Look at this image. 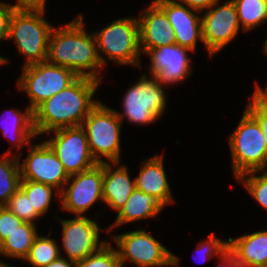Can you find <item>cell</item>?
<instances>
[{
	"instance_id": "obj_18",
	"label": "cell",
	"mask_w": 267,
	"mask_h": 267,
	"mask_svg": "<svg viewBox=\"0 0 267 267\" xmlns=\"http://www.w3.org/2000/svg\"><path fill=\"white\" fill-rule=\"evenodd\" d=\"M22 109V110H21ZM0 115V135L8 142L4 154L18 156L38 136L34 129L33 110L25 104V107H10Z\"/></svg>"
},
{
	"instance_id": "obj_28",
	"label": "cell",
	"mask_w": 267,
	"mask_h": 267,
	"mask_svg": "<svg viewBox=\"0 0 267 267\" xmlns=\"http://www.w3.org/2000/svg\"><path fill=\"white\" fill-rule=\"evenodd\" d=\"M236 182L242 184L247 194L267 213V170L244 173Z\"/></svg>"
},
{
	"instance_id": "obj_14",
	"label": "cell",
	"mask_w": 267,
	"mask_h": 267,
	"mask_svg": "<svg viewBox=\"0 0 267 267\" xmlns=\"http://www.w3.org/2000/svg\"><path fill=\"white\" fill-rule=\"evenodd\" d=\"M192 53L178 44L153 48L145 54L149 59V63H145L147 68L142 66L140 70L147 69L145 74L155 76L161 84L173 89L181 85L180 83L185 84V80L188 81L193 75Z\"/></svg>"
},
{
	"instance_id": "obj_29",
	"label": "cell",
	"mask_w": 267,
	"mask_h": 267,
	"mask_svg": "<svg viewBox=\"0 0 267 267\" xmlns=\"http://www.w3.org/2000/svg\"><path fill=\"white\" fill-rule=\"evenodd\" d=\"M215 234V232H212L204 239H200L196 248L192 250V259L197 264L201 265L212 259L215 261V258H218L228 249V238L223 239Z\"/></svg>"
},
{
	"instance_id": "obj_15",
	"label": "cell",
	"mask_w": 267,
	"mask_h": 267,
	"mask_svg": "<svg viewBox=\"0 0 267 267\" xmlns=\"http://www.w3.org/2000/svg\"><path fill=\"white\" fill-rule=\"evenodd\" d=\"M42 138H45L56 153L69 176L97 164L90 153L87 136L81 126L56 129L46 133Z\"/></svg>"
},
{
	"instance_id": "obj_24",
	"label": "cell",
	"mask_w": 267,
	"mask_h": 267,
	"mask_svg": "<svg viewBox=\"0 0 267 267\" xmlns=\"http://www.w3.org/2000/svg\"><path fill=\"white\" fill-rule=\"evenodd\" d=\"M40 232L34 239L28 255L21 262L29 267H45L61 256L58 239L52 237V227L44 235Z\"/></svg>"
},
{
	"instance_id": "obj_36",
	"label": "cell",
	"mask_w": 267,
	"mask_h": 267,
	"mask_svg": "<svg viewBox=\"0 0 267 267\" xmlns=\"http://www.w3.org/2000/svg\"><path fill=\"white\" fill-rule=\"evenodd\" d=\"M179 4L203 12L208 10L217 0H173Z\"/></svg>"
},
{
	"instance_id": "obj_10",
	"label": "cell",
	"mask_w": 267,
	"mask_h": 267,
	"mask_svg": "<svg viewBox=\"0 0 267 267\" xmlns=\"http://www.w3.org/2000/svg\"><path fill=\"white\" fill-rule=\"evenodd\" d=\"M71 216L62 218L54 214V221L60 223L61 235L58 243L60 247V254L69 260L78 262L98 251L104 244L109 241V237L103 238V234H109L107 227H101L99 216ZM72 218H71V217ZM92 216V217H91ZM97 218H96V217ZM94 217V219H93ZM70 218V219H69ZM102 236V237H101ZM60 241V242H59Z\"/></svg>"
},
{
	"instance_id": "obj_37",
	"label": "cell",
	"mask_w": 267,
	"mask_h": 267,
	"mask_svg": "<svg viewBox=\"0 0 267 267\" xmlns=\"http://www.w3.org/2000/svg\"><path fill=\"white\" fill-rule=\"evenodd\" d=\"M267 81V79H266ZM260 81H256L253 83L254 89L253 93L250 92V94L263 106L267 107V82L264 84L259 83ZM262 85L264 87H262Z\"/></svg>"
},
{
	"instance_id": "obj_19",
	"label": "cell",
	"mask_w": 267,
	"mask_h": 267,
	"mask_svg": "<svg viewBox=\"0 0 267 267\" xmlns=\"http://www.w3.org/2000/svg\"><path fill=\"white\" fill-rule=\"evenodd\" d=\"M164 151L160 154L145 157L141 160L139 170L135 177L136 189L147 194L153 195L157 200L167 208L176 203L173 196L169 173L165 169L166 161ZM165 163V164H164ZM168 174V175H167Z\"/></svg>"
},
{
	"instance_id": "obj_34",
	"label": "cell",
	"mask_w": 267,
	"mask_h": 267,
	"mask_svg": "<svg viewBox=\"0 0 267 267\" xmlns=\"http://www.w3.org/2000/svg\"><path fill=\"white\" fill-rule=\"evenodd\" d=\"M16 8L14 3L0 0V43H7L10 18Z\"/></svg>"
},
{
	"instance_id": "obj_33",
	"label": "cell",
	"mask_w": 267,
	"mask_h": 267,
	"mask_svg": "<svg viewBox=\"0 0 267 267\" xmlns=\"http://www.w3.org/2000/svg\"><path fill=\"white\" fill-rule=\"evenodd\" d=\"M245 108L258 120L265 136L267 148V107L261 105L251 94L247 97Z\"/></svg>"
},
{
	"instance_id": "obj_21",
	"label": "cell",
	"mask_w": 267,
	"mask_h": 267,
	"mask_svg": "<svg viewBox=\"0 0 267 267\" xmlns=\"http://www.w3.org/2000/svg\"><path fill=\"white\" fill-rule=\"evenodd\" d=\"M166 208L153 195L147 194L135 188L126 203L115 214L114 221L106 225L108 233L116 231L122 226L145 220L159 218Z\"/></svg>"
},
{
	"instance_id": "obj_25",
	"label": "cell",
	"mask_w": 267,
	"mask_h": 267,
	"mask_svg": "<svg viewBox=\"0 0 267 267\" xmlns=\"http://www.w3.org/2000/svg\"><path fill=\"white\" fill-rule=\"evenodd\" d=\"M20 188L30 199L32 209H35L42 217L52 213L51 206L54 203L60 205V191L54 187L34 181L21 180ZM59 201V202H58Z\"/></svg>"
},
{
	"instance_id": "obj_27",
	"label": "cell",
	"mask_w": 267,
	"mask_h": 267,
	"mask_svg": "<svg viewBox=\"0 0 267 267\" xmlns=\"http://www.w3.org/2000/svg\"><path fill=\"white\" fill-rule=\"evenodd\" d=\"M21 175L15 155H0V206H5L20 187Z\"/></svg>"
},
{
	"instance_id": "obj_12",
	"label": "cell",
	"mask_w": 267,
	"mask_h": 267,
	"mask_svg": "<svg viewBox=\"0 0 267 267\" xmlns=\"http://www.w3.org/2000/svg\"><path fill=\"white\" fill-rule=\"evenodd\" d=\"M26 149L27 155L17 156L21 180L47 184L61 192L70 176L44 138L37 137Z\"/></svg>"
},
{
	"instance_id": "obj_43",
	"label": "cell",
	"mask_w": 267,
	"mask_h": 267,
	"mask_svg": "<svg viewBox=\"0 0 267 267\" xmlns=\"http://www.w3.org/2000/svg\"><path fill=\"white\" fill-rule=\"evenodd\" d=\"M16 264L12 265V263H8V265L6 267H18L17 265L15 266ZM23 267H25V265H23Z\"/></svg>"
},
{
	"instance_id": "obj_7",
	"label": "cell",
	"mask_w": 267,
	"mask_h": 267,
	"mask_svg": "<svg viewBox=\"0 0 267 267\" xmlns=\"http://www.w3.org/2000/svg\"><path fill=\"white\" fill-rule=\"evenodd\" d=\"M239 119L226 139L234 180L247 172L267 170V148L260 123L246 108Z\"/></svg>"
},
{
	"instance_id": "obj_6",
	"label": "cell",
	"mask_w": 267,
	"mask_h": 267,
	"mask_svg": "<svg viewBox=\"0 0 267 267\" xmlns=\"http://www.w3.org/2000/svg\"><path fill=\"white\" fill-rule=\"evenodd\" d=\"M133 230L116 231L109 234L110 242H114L122 265L132 267H180L181 257L156 238L147 227ZM159 239V240H158ZM132 264V265H130Z\"/></svg>"
},
{
	"instance_id": "obj_40",
	"label": "cell",
	"mask_w": 267,
	"mask_h": 267,
	"mask_svg": "<svg viewBox=\"0 0 267 267\" xmlns=\"http://www.w3.org/2000/svg\"><path fill=\"white\" fill-rule=\"evenodd\" d=\"M10 63H11V60L9 57L7 58L6 56H3L0 54V68L1 67L4 68V66H6V65L9 66Z\"/></svg>"
},
{
	"instance_id": "obj_35",
	"label": "cell",
	"mask_w": 267,
	"mask_h": 267,
	"mask_svg": "<svg viewBox=\"0 0 267 267\" xmlns=\"http://www.w3.org/2000/svg\"><path fill=\"white\" fill-rule=\"evenodd\" d=\"M216 262H218L215 263L216 267H249L237 261L234 254L229 249L216 258Z\"/></svg>"
},
{
	"instance_id": "obj_26",
	"label": "cell",
	"mask_w": 267,
	"mask_h": 267,
	"mask_svg": "<svg viewBox=\"0 0 267 267\" xmlns=\"http://www.w3.org/2000/svg\"><path fill=\"white\" fill-rule=\"evenodd\" d=\"M239 24L245 33L267 24V0H233Z\"/></svg>"
},
{
	"instance_id": "obj_42",
	"label": "cell",
	"mask_w": 267,
	"mask_h": 267,
	"mask_svg": "<svg viewBox=\"0 0 267 267\" xmlns=\"http://www.w3.org/2000/svg\"><path fill=\"white\" fill-rule=\"evenodd\" d=\"M10 261H6L0 256V267H6Z\"/></svg>"
},
{
	"instance_id": "obj_20",
	"label": "cell",
	"mask_w": 267,
	"mask_h": 267,
	"mask_svg": "<svg viewBox=\"0 0 267 267\" xmlns=\"http://www.w3.org/2000/svg\"><path fill=\"white\" fill-rule=\"evenodd\" d=\"M123 162L103 163V202L117 213L136 188L135 177Z\"/></svg>"
},
{
	"instance_id": "obj_31",
	"label": "cell",
	"mask_w": 267,
	"mask_h": 267,
	"mask_svg": "<svg viewBox=\"0 0 267 267\" xmlns=\"http://www.w3.org/2000/svg\"><path fill=\"white\" fill-rule=\"evenodd\" d=\"M5 206L24 222L37 224L40 219H43L35 209H32L30 199L20 187Z\"/></svg>"
},
{
	"instance_id": "obj_9",
	"label": "cell",
	"mask_w": 267,
	"mask_h": 267,
	"mask_svg": "<svg viewBox=\"0 0 267 267\" xmlns=\"http://www.w3.org/2000/svg\"><path fill=\"white\" fill-rule=\"evenodd\" d=\"M15 80L16 93H24L27 106L33 111L45 100L71 85L79 76L66 67L49 61L33 63L19 68ZM22 92V93H21Z\"/></svg>"
},
{
	"instance_id": "obj_11",
	"label": "cell",
	"mask_w": 267,
	"mask_h": 267,
	"mask_svg": "<svg viewBox=\"0 0 267 267\" xmlns=\"http://www.w3.org/2000/svg\"><path fill=\"white\" fill-rule=\"evenodd\" d=\"M202 37L211 60L245 33L238 20L233 0H217L208 10L201 12ZM239 35V36H238Z\"/></svg>"
},
{
	"instance_id": "obj_38",
	"label": "cell",
	"mask_w": 267,
	"mask_h": 267,
	"mask_svg": "<svg viewBox=\"0 0 267 267\" xmlns=\"http://www.w3.org/2000/svg\"><path fill=\"white\" fill-rule=\"evenodd\" d=\"M12 2L17 8L48 9V0H13Z\"/></svg>"
},
{
	"instance_id": "obj_3",
	"label": "cell",
	"mask_w": 267,
	"mask_h": 267,
	"mask_svg": "<svg viewBox=\"0 0 267 267\" xmlns=\"http://www.w3.org/2000/svg\"><path fill=\"white\" fill-rule=\"evenodd\" d=\"M140 73L139 69L138 80L128 84L129 87L125 89L119 101L122 106L120 111L113 108L122 124L127 122L133 127L155 125L161 121L170 105L166 92L170 87L161 84L155 76Z\"/></svg>"
},
{
	"instance_id": "obj_41",
	"label": "cell",
	"mask_w": 267,
	"mask_h": 267,
	"mask_svg": "<svg viewBox=\"0 0 267 267\" xmlns=\"http://www.w3.org/2000/svg\"><path fill=\"white\" fill-rule=\"evenodd\" d=\"M262 54H265V57L267 58V37L264 38L263 44H262V50H260Z\"/></svg>"
},
{
	"instance_id": "obj_1",
	"label": "cell",
	"mask_w": 267,
	"mask_h": 267,
	"mask_svg": "<svg viewBox=\"0 0 267 267\" xmlns=\"http://www.w3.org/2000/svg\"><path fill=\"white\" fill-rule=\"evenodd\" d=\"M84 13L74 16L69 22L56 25L51 31L47 61L104 83L103 67L97 51L92 30L86 28ZM103 75V76H102Z\"/></svg>"
},
{
	"instance_id": "obj_8",
	"label": "cell",
	"mask_w": 267,
	"mask_h": 267,
	"mask_svg": "<svg viewBox=\"0 0 267 267\" xmlns=\"http://www.w3.org/2000/svg\"><path fill=\"white\" fill-rule=\"evenodd\" d=\"M101 99L81 124L91 155L97 163L122 161L123 124L113 107Z\"/></svg>"
},
{
	"instance_id": "obj_13",
	"label": "cell",
	"mask_w": 267,
	"mask_h": 267,
	"mask_svg": "<svg viewBox=\"0 0 267 267\" xmlns=\"http://www.w3.org/2000/svg\"><path fill=\"white\" fill-rule=\"evenodd\" d=\"M103 202V163L71 175L60 192L59 210L73 216H88L90 209Z\"/></svg>"
},
{
	"instance_id": "obj_16",
	"label": "cell",
	"mask_w": 267,
	"mask_h": 267,
	"mask_svg": "<svg viewBox=\"0 0 267 267\" xmlns=\"http://www.w3.org/2000/svg\"><path fill=\"white\" fill-rule=\"evenodd\" d=\"M167 15L176 36V44L187 48L195 55L199 46H204L201 12L173 0H153Z\"/></svg>"
},
{
	"instance_id": "obj_17",
	"label": "cell",
	"mask_w": 267,
	"mask_h": 267,
	"mask_svg": "<svg viewBox=\"0 0 267 267\" xmlns=\"http://www.w3.org/2000/svg\"><path fill=\"white\" fill-rule=\"evenodd\" d=\"M138 12L140 51L176 44L175 32L165 12L153 1Z\"/></svg>"
},
{
	"instance_id": "obj_39",
	"label": "cell",
	"mask_w": 267,
	"mask_h": 267,
	"mask_svg": "<svg viewBox=\"0 0 267 267\" xmlns=\"http://www.w3.org/2000/svg\"><path fill=\"white\" fill-rule=\"evenodd\" d=\"M76 262L60 256L45 267H75Z\"/></svg>"
},
{
	"instance_id": "obj_32",
	"label": "cell",
	"mask_w": 267,
	"mask_h": 267,
	"mask_svg": "<svg viewBox=\"0 0 267 267\" xmlns=\"http://www.w3.org/2000/svg\"><path fill=\"white\" fill-rule=\"evenodd\" d=\"M24 223L6 206H0V244Z\"/></svg>"
},
{
	"instance_id": "obj_30",
	"label": "cell",
	"mask_w": 267,
	"mask_h": 267,
	"mask_svg": "<svg viewBox=\"0 0 267 267\" xmlns=\"http://www.w3.org/2000/svg\"><path fill=\"white\" fill-rule=\"evenodd\" d=\"M116 247L110 240L98 251L90 254L81 261L76 262L75 267H122Z\"/></svg>"
},
{
	"instance_id": "obj_2",
	"label": "cell",
	"mask_w": 267,
	"mask_h": 267,
	"mask_svg": "<svg viewBox=\"0 0 267 267\" xmlns=\"http://www.w3.org/2000/svg\"><path fill=\"white\" fill-rule=\"evenodd\" d=\"M101 84L96 79L79 76L67 88L41 103L33 111L38 138L56 129L81 126L101 100L96 97Z\"/></svg>"
},
{
	"instance_id": "obj_4",
	"label": "cell",
	"mask_w": 267,
	"mask_h": 267,
	"mask_svg": "<svg viewBox=\"0 0 267 267\" xmlns=\"http://www.w3.org/2000/svg\"><path fill=\"white\" fill-rule=\"evenodd\" d=\"M97 51L103 67L108 64L140 69L143 55L140 51L139 21L136 16L116 17L97 31L94 29ZM109 61V63H108Z\"/></svg>"
},
{
	"instance_id": "obj_22",
	"label": "cell",
	"mask_w": 267,
	"mask_h": 267,
	"mask_svg": "<svg viewBox=\"0 0 267 267\" xmlns=\"http://www.w3.org/2000/svg\"><path fill=\"white\" fill-rule=\"evenodd\" d=\"M262 229V230H261ZM228 249L237 261L249 267H267V229L228 238Z\"/></svg>"
},
{
	"instance_id": "obj_5",
	"label": "cell",
	"mask_w": 267,
	"mask_h": 267,
	"mask_svg": "<svg viewBox=\"0 0 267 267\" xmlns=\"http://www.w3.org/2000/svg\"><path fill=\"white\" fill-rule=\"evenodd\" d=\"M46 11L47 9L16 8L11 15L7 42L9 44L13 41L16 54L24 58L19 67L47 60L49 38L55 24L46 18Z\"/></svg>"
},
{
	"instance_id": "obj_23",
	"label": "cell",
	"mask_w": 267,
	"mask_h": 267,
	"mask_svg": "<svg viewBox=\"0 0 267 267\" xmlns=\"http://www.w3.org/2000/svg\"><path fill=\"white\" fill-rule=\"evenodd\" d=\"M22 223L16 231L0 244V256L6 261L22 262L28 255L35 237L40 233V225Z\"/></svg>"
}]
</instances>
